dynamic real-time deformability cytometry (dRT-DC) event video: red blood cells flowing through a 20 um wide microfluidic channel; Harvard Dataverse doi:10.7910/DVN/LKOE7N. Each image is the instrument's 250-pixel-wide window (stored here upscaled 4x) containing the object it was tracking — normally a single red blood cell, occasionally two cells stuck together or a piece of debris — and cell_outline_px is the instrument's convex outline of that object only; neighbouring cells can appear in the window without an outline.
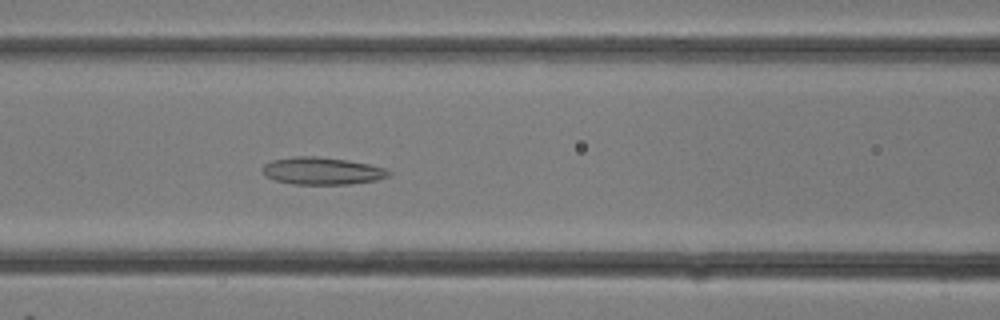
{"species": "common noctule bat (a hibernating species)", "species_latin": "Nyctalus noctula", "temperature_condition": "room temperature", "stored_images_in_passage": 12, "camera_frame_rate_fps": 3000, "um_per_image_px": 0.085, "animal": {"sex": "female"}, "frame": {"image": 1, "passage_image": 12, "time_ms": 3.667, "image_size_px": [1000, 320], "cell_outline_px": [[392, 172], [388, 176], [376, 180], [348, 184], [292, 184], [276, 180], [264, 176], [260, 168], [264, 164], [272, 160], [292, 156], [316, 156], [348, 160], [388, 168]], "centroid_in_image_um": [27.35, 14.52], "position_along_channel_um": 139.2, "area_um2": 20.29}}